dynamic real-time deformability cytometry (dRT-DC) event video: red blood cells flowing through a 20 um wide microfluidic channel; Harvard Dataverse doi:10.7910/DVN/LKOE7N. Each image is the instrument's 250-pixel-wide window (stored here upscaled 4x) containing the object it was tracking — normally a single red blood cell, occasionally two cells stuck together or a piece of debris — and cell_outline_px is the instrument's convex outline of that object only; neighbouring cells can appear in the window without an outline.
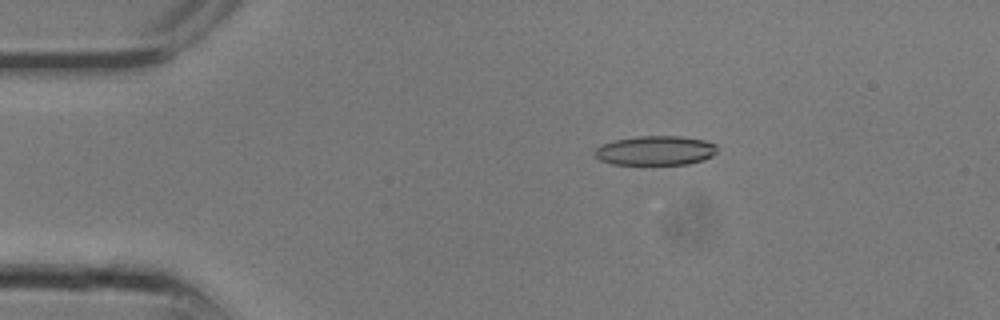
{"species": "common noctule bat (a hibernating species)", "species_latin": "Nyctalus noctula", "temperature_condition": "room temperature", "stored_images_in_passage": 10, "camera_frame_rate_fps": 3000, "um_per_image_px": 0.085, "animal": {"sex": "male", "body_mass_g": 13.3}, "frame": {"image": 1, "passage_image": 2, "time_ms": 0.333, "image_size_px": [1000, 320], "cell_outline_px": [[716, 152], [712, 156], [704, 160], [688, 164], [612, 164], [600, 160], [592, 152], [596, 148], [604, 144], [616, 140], [636, 136], [680, 136], [704, 140], [716, 144]], "centroid_in_image_um": [55.72, 12.8], "position_along_channel_um": 29.3, "area_um2": 20.92}}
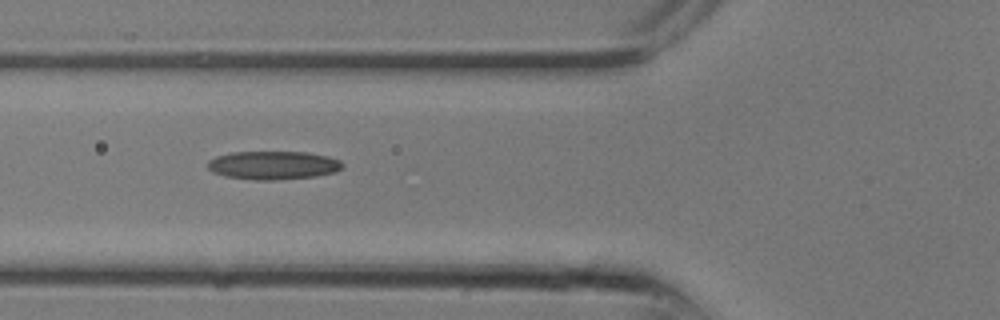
{"frame": {"image": 2, "passage_image": 7, "time_ms": 2.0, "image_size_px": [1000, 320], "cell_outline_px": [[344, 164], [336, 172], [316, 176], [272, 180], [256, 180], [224, 176], [212, 172], [208, 168], [208, 160], [216, 156], [232, 152], [308, 152], [328, 156], [340, 160]], "centroid_in_image_um": [23.22, 14.04], "position_along_channel_um": 102.6, "area_um2": 22.37}}
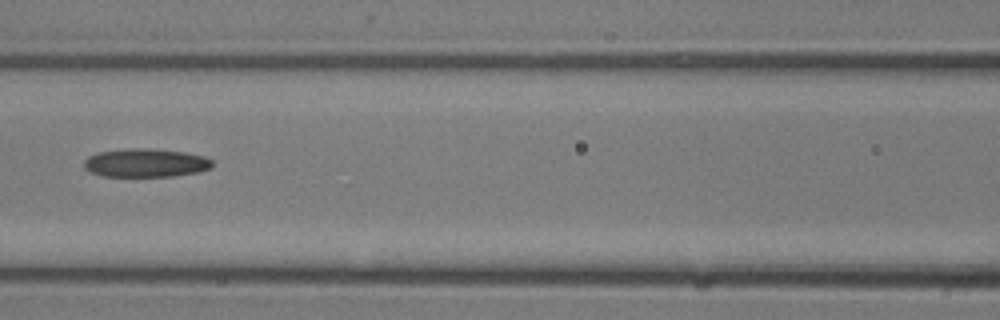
{"frame": {"image": 3, "passage_image": 9, "time_ms": 2.667, "image_size_px": [1000, 320], "cell_outline_px": [[212, 168], [196, 172], [172, 176], [100, 176], [88, 172], [84, 168], [84, 160], [88, 156], [96, 152], [132, 148], [148, 148], [184, 152], [204, 156], [212, 160]], "centroid_in_image_um": [12.33, 13.84], "position_along_channel_um": 154.3, "area_um2": 21.39}}